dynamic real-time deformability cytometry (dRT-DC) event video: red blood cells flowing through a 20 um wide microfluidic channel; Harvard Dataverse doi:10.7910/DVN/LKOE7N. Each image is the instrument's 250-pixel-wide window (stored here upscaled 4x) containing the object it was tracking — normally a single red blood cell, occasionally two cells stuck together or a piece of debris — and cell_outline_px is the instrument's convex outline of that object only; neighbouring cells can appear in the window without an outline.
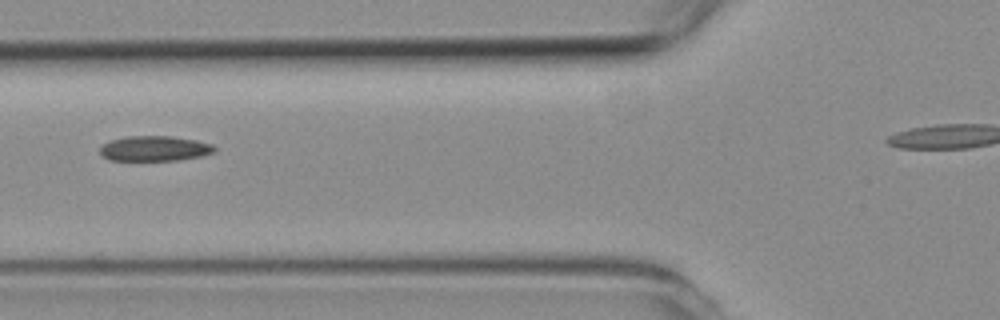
{"species": "common noctule bat (a hibernating species)", "species_latin": "Nyctalus noctula", "temperature_condition": "room temperature", "stored_images_in_passage": 3, "camera_frame_rate_fps": 3000, "um_per_image_px": 0.085, "animal": {"sex": "female", "body_mass_g": 19.3, "forearm_length_mm": 54.1}, "frame": {"image": 1, "passage_image": 2, "time_ms": 1.333, "image_size_px": [1000, 320], "cell_outline_px": [[216, 152], [200, 156], [180, 160], [108, 160], [100, 152], [100, 148], [104, 144], [112, 140], [124, 136], [172, 136], [196, 140], [212, 144], [216, 148]], "centroid_in_image_um": [13.17, 12.62], "position_along_channel_um": 112.6, "area_um2": 16.76}}